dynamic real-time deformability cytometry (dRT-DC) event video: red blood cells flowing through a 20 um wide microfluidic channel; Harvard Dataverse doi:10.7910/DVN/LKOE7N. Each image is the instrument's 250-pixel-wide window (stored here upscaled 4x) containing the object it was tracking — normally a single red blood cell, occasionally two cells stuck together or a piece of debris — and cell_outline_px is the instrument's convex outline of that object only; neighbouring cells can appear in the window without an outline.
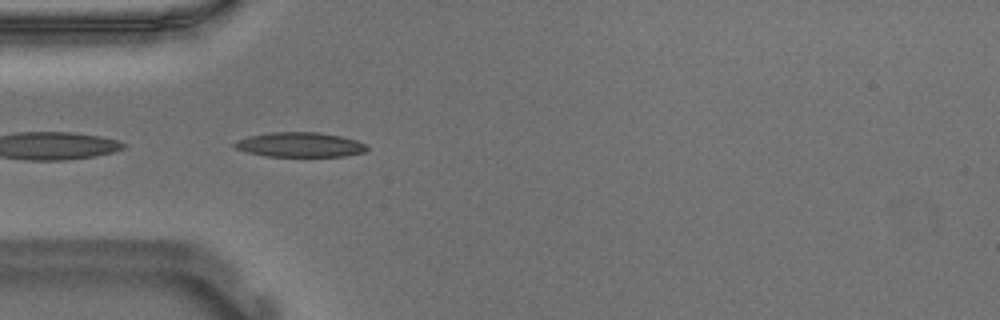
{"species": "Egyptian fruit bat (a non-hibernating species)", "species_latin": "Rousettus aegyptiacus", "temperature_condition": "warm", "stored_images_in_passage": 7, "camera_frame_rate_fps": 3000, "um_per_image_px": 0.085, "animal": {"sex": "male"}, "frame": {"image": 1, "passage_image": 1, "time_ms": 0.0, "image_size_px": [1000, 320], "cell_outline_px": [[368, 148], [364, 152], [344, 156], [264, 156], [248, 152], [236, 148], [232, 144], [236, 140], [248, 136], [268, 132], [320, 132], [340, 136], [356, 140], [364, 144]], "centroid_in_image_um": [25.46, 12.29], "position_along_channel_um": 59.5, "area_um2": 19.02}}